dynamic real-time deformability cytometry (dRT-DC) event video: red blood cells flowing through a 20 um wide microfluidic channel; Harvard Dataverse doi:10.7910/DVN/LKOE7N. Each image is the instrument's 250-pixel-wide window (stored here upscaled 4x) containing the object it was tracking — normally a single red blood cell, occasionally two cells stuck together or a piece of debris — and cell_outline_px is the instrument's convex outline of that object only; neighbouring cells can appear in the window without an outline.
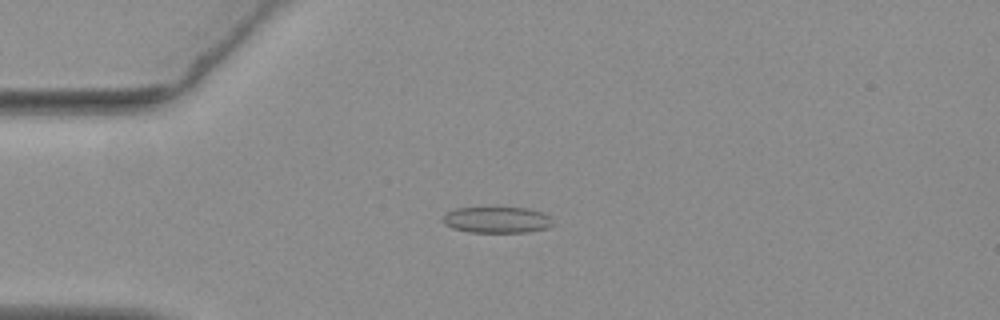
{"species": "common noctule bat (a hibernating species)", "species_latin": "Nyctalus noctula", "temperature_condition": "warm", "stored_images_in_passage": 56, "camera_frame_rate_fps": 3000, "um_per_image_px": 0.085, "animal": {"sex": "female", "body_mass_g": 19.3, "forearm_length_mm": 54.1}, "frame": {"image": 1, "passage_image": 15, "time_ms": 4.667, "image_size_px": [1000, 320], "cell_outline_px": [[556, 224], [548, 228], [528, 232], [468, 232], [452, 228], [444, 224], [444, 216], [448, 212], [456, 208], [528, 208], [544, 212], [552, 216]], "centroid_in_image_um": [42.34, 18.69], "position_along_channel_um": 42.7, "area_um2": 16.99}}
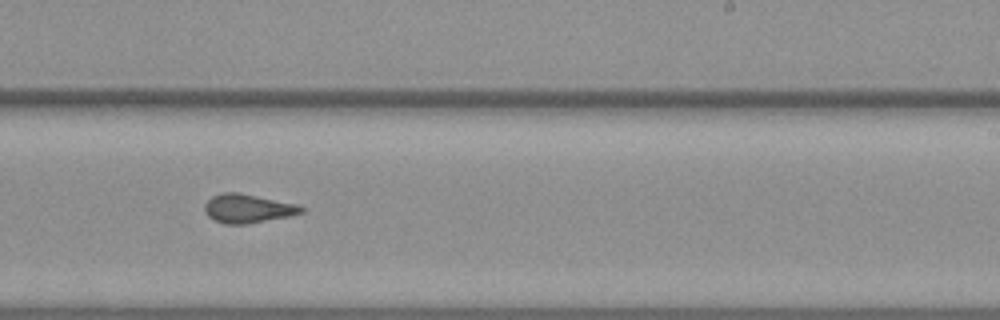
{"frame": {"image": 2, "passage_image": 35, "time_ms": 11.333, "image_size_px": [1000, 320], "cell_outline_px": [[304, 212], [292, 216], [244, 224], [224, 224], [212, 220], [208, 216], [204, 208], [204, 204], [212, 196], [224, 192], [236, 192], [296, 204], [304, 208]], "centroid_in_image_um": [21.04, 17.73], "position_along_channel_um": 268.0, "area_um2": 16.13}}
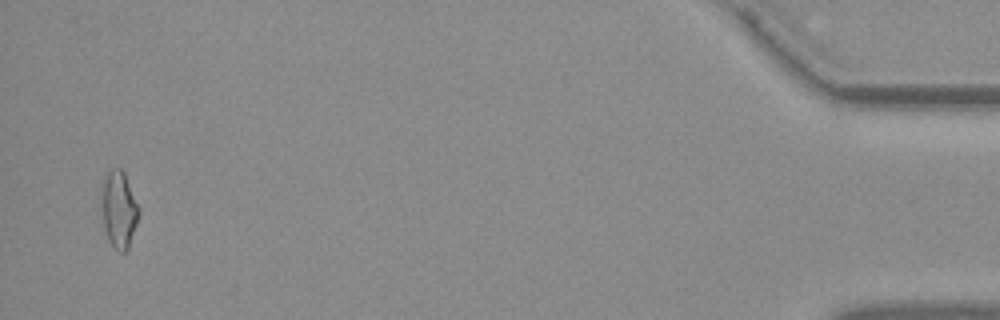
{"frame": {"image": 3, "passage_image": 55, "time_ms": 18.0, "image_size_px": [1000, 320], "cell_outline_px": [[140, 212], [128, 248], [124, 252], [120, 252], [108, 240], [104, 228], [100, 204], [100, 184], [108, 168], [120, 168], [124, 172], [140, 208]], "centroid_in_image_um": [10.06, 17.72], "position_along_channel_um": 425.1, "area_um2": 17.17}, "authors_computed_cell_mechanics": {"area_um2": 16.1551, "velocity_mm_per_s": 3.7082, "shape_relaxation_time_tau1_ms": null, "shape_relaxation_time_tau2_ms": 1.4945, "deformation_change_tau1": null, "deformation_change_tau2": 0.0933}}